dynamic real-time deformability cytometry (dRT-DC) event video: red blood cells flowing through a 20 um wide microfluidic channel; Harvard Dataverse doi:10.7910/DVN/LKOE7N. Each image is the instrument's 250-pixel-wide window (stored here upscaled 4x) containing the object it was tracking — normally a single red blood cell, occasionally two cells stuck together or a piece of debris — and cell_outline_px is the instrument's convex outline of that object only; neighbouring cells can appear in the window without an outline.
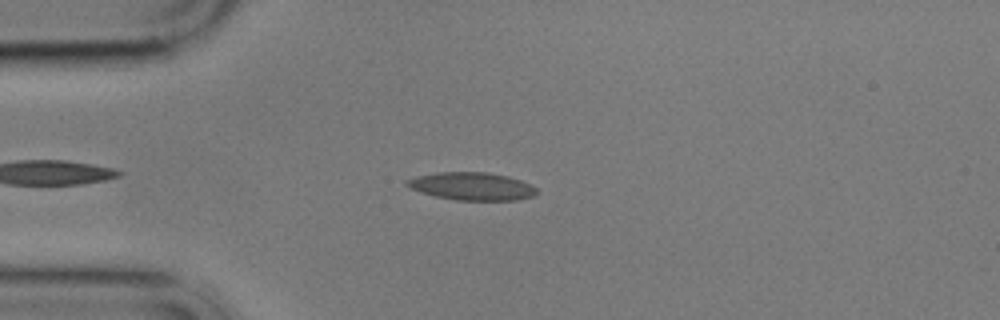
{"species": "common noctule bat (a hibernating species)", "species_latin": "Nyctalus noctula", "temperature_condition": "cold", "stored_images_in_passage": 9, "camera_frame_rate_fps": 3000, "um_per_image_px": 0.085, "animal": {"sex": "male", "body_mass_g": 17.9}, "frame": {"image": 1, "passage_image": 3, "time_ms": 2.333, "image_size_px": [1000, 320], "cell_outline_px": [[536, 192], [532, 196], [516, 200], [456, 200], [436, 196], [420, 192], [404, 184], [404, 180], [416, 176], [440, 172], [488, 172], [508, 176], [532, 184], [536, 188]], "centroid_in_image_um": [40.09, 15.82], "position_along_channel_um": 44.9, "area_um2": 20.98}}
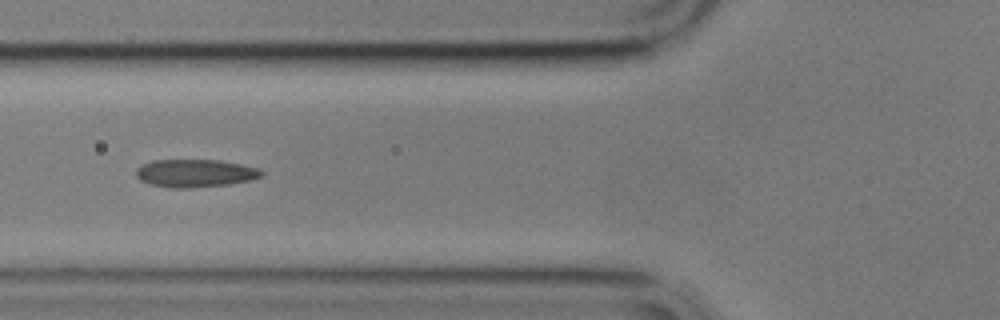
{"frame": {"image": 2, "passage_image": 5, "time_ms": 4.667, "image_size_px": [1000, 320], "cell_outline_px": [[264, 176], [252, 180], [228, 184], [192, 188], [172, 188], [148, 184], [140, 180], [136, 176], [136, 168], [152, 160], [220, 160], [260, 168], [264, 172]], "centroid_in_image_um": [16.61, 14.73], "position_along_channel_um": 109.2, "area_um2": 20.58}}
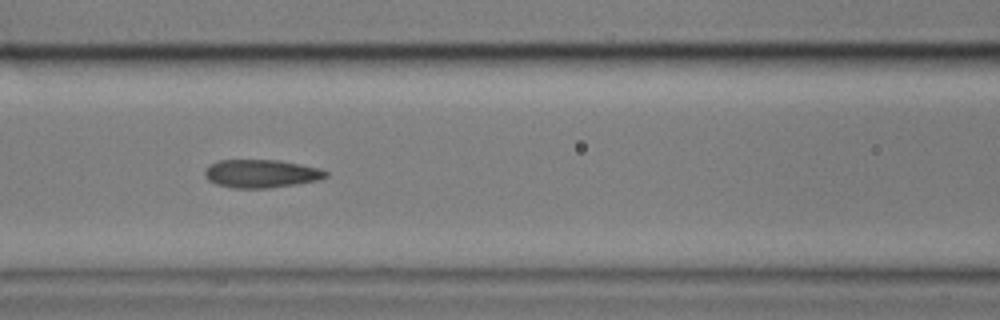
{"frame": {"image": 3, "passage_image": 6, "time_ms": 5.667, "image_size_px": [1000, 320], "cell_outline_px": [[328, 176], [316, 180], [296, 184], [268, 188], [232, 188], [216, 184], [208, 180], [204, 176], [204, 172], [208, 164], [220, 160], [280, 160], [320, 168], [328, 172]], "centroid_in_image_um": [22.17, 14.75], "position_along_channel_um": 144.4, "area_um2": 19.94}}